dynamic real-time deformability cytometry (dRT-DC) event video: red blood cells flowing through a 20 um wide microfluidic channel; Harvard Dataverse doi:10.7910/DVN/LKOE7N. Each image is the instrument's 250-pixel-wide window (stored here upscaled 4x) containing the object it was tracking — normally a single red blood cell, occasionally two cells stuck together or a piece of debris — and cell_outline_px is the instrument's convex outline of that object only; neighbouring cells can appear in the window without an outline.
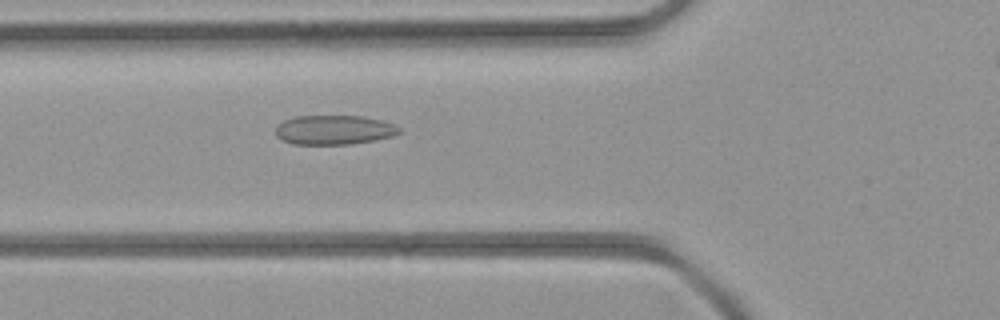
{"species": "common noctule bat (a hibernating species)", "species_latin": "Nyctalus noctula", "temperature_condition": "room temperature", "stored_images_in_passage": 38, "camera_frame_rate_fps": 3000, "um_per_image_px": 0.085, "animal": {"sex": "female", "body_mass_g": 21.9}, "frame": {"image": 1, "passage_image": 14, "time_ms": 4.333, "image_size_px": [1000, 320], "cell_outline_px": [[400, 132], [392, 136], [376, 140], [348, 144], [292, 144], [276, 136], [276, 124], [284, 120], [296, 116], [360, 116], [380, 120], [396, 124], [400, 128]], "centroid_in_image_um": [28.39, 11.04], "position_along_channel_um": 97.4, "area_um2": 21.15}}
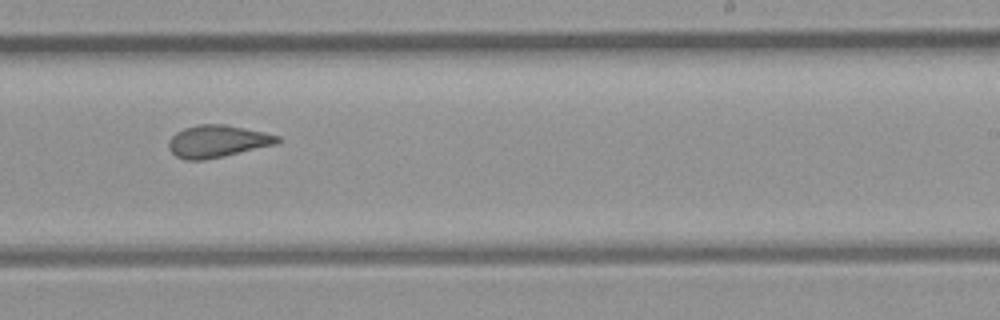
{"frame": {"image": 2, "passage_image": 25, "time_ms": 8.0, "image_size_px": [1000, 320], "cell_outline_px": [[280, 140], [276, 144], [224, 156], [204, 160], [184, 160], [176, 156], [168, 148], [168, 140], [176, 132], [184, 128], [200, 124], [224, 124], [264, 132], [280, 136]], "centroid_in_image_um": [18.45, 12.01], "position_along_channel_um": 270.5, "area_um2": 20.4}}
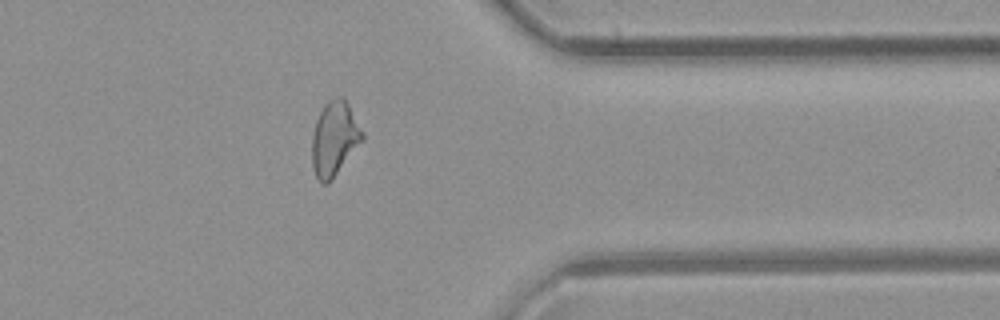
{"frame": {"image": 3, "passage_image": 33, "time_ms": 10.667, "image_size_px": [1000, 320], "cell_outline_px": [[364, 136], [328, 184], [320, 184], [312, 168], [312, 136], [316, 120], [324, 104], [328, 100], [336, 96], [344, 96], [364, 132]], "centroid_in_image_um": [28.4, 11.75], "position_along_channel_um": 383.0, "area_um2": 21.62}}